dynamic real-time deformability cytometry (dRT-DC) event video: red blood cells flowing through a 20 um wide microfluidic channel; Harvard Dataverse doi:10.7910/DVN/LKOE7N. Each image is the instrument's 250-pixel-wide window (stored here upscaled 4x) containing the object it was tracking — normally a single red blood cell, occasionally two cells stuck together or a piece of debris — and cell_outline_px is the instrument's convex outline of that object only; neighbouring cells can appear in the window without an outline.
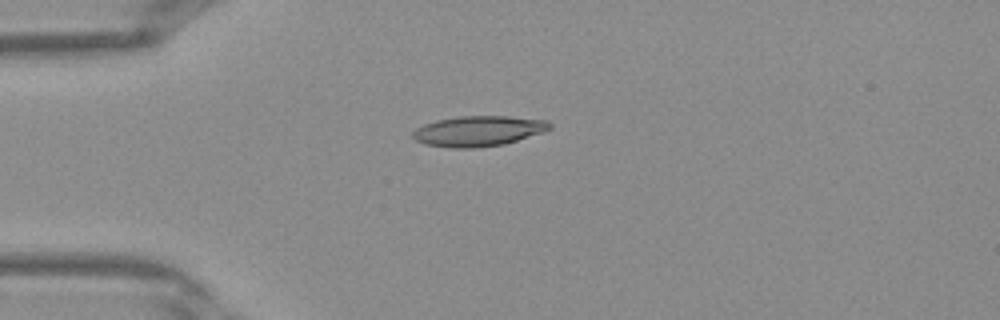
{"species": "Egyptian fruit bat (a non-hibernating species)", "species_latin": "Rousettus aegyptiacus", "temperature_condition": "warm", "stored_images_in_passage": 26, "camera_frame_rate_fps": 3000, "um_per_image_px": 0.085, "frame": {"image": 1, "passage_image": 1, "time_ms": 0.0, "image_size_px": [1000, 320], "cell_outline_px": [[552, 128], [544, 132], [504, 144], [476, 148], [452, 148], [424, 144], [416, 140], [412, 136], [412, 132], [416, 128], [424, 124], [436, 120], [460, 116], [508, 116], [548, 120], [552, 124]], "centroid_in_image_um": [40.68, 11.14], "position_along_channel_um": 44.3, "area_um2": 24.39}}
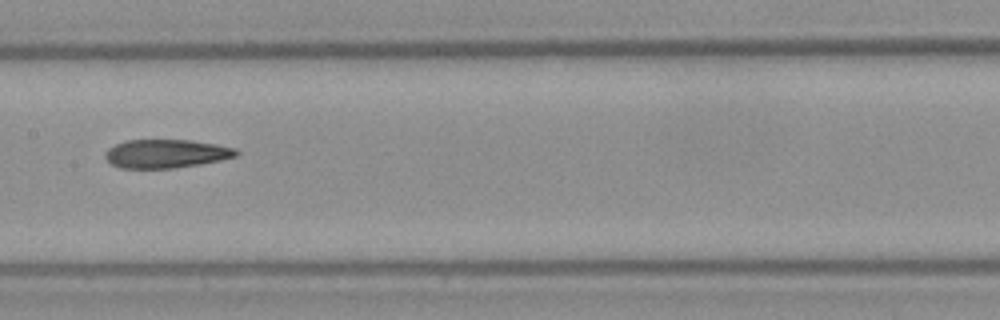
{"frame": {"image": 2, "passage_image": 11, "time_ms": 3.333, "image_size_px": [1000, 320], "cell_outline_px": [[240, 152], [236, 156], [220, 160], [200, 164], [176, 168], [120, 168], [112, 164], [104, 156], [104, 152], [108, 148], [116, 144], [128, 140], [192, 140], [216, 144], [236, 148]], "centroid_in_image_um": [14.13, 13.06], "position_along_channel_um": 193.3, "area_um2": 21.85}}
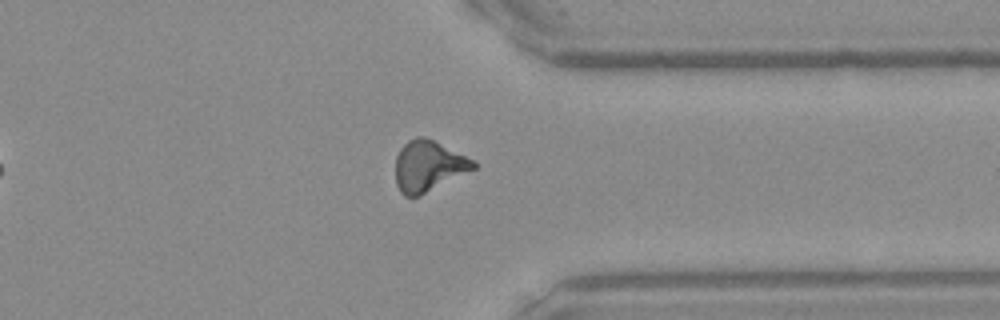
{"frame": {"image": 3, "passage_image": 22, "time_ms": 7.0, "image_size_px": [1000, 320], "cell_outline_px": [[480, 164], [476, 168], [420, 196], [404, 196], [400, 192], [396, 184], [396, 156], [400, 148], [408, 140], [416, 136], [424, 136]], "centroid_in_image_um": [36.39, 14.13], "position_along_channel_um": 375.0, "area_um2": 22.89}}